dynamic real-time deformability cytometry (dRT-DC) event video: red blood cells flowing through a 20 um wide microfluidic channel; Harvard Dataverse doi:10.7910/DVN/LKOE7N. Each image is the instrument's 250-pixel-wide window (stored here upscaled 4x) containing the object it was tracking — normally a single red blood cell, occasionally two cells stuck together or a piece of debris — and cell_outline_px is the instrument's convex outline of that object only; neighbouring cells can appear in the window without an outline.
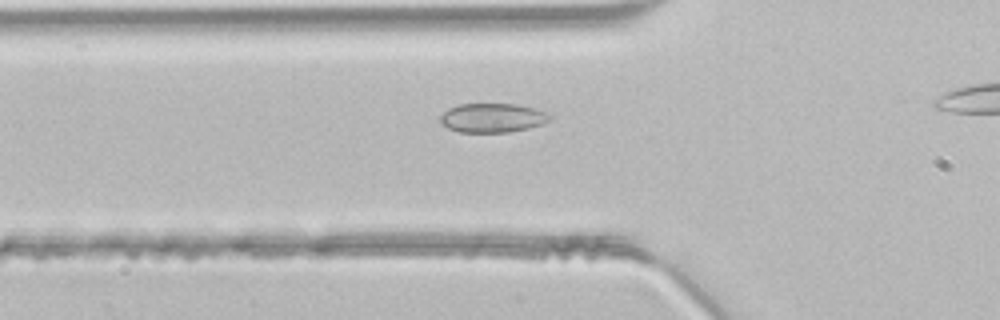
{"species": "common noctule bat (a hibernating species)", "species_latin": "Nyctalus noctula", "temperature_condition": "room temperature", "stored_images_in_passage": 31, "camera_frame_rate_fps": 3000, "um_per_image_px": 0.085, "animal": {"sex": "male", "body_mass_g": 21.5, "forearm_length_mm": 52.0}, "frame": {"image": 1, "passage_image": 8, "time_ms": 2.333, "image_size_px": [1000, 320], "cell_outline_px": [[552, 120], [528, 128], [508, 132], [460, 132], [448, 128], [440, 124], [440, 116], [448, 108], [460, 104], [516, 104], [536, 108], [548, 112], [552, 116]], "centroid_in_image_um": [41.87, 10.01], "position_along_channel_um": 83.9, "area_um2": 18.73}}
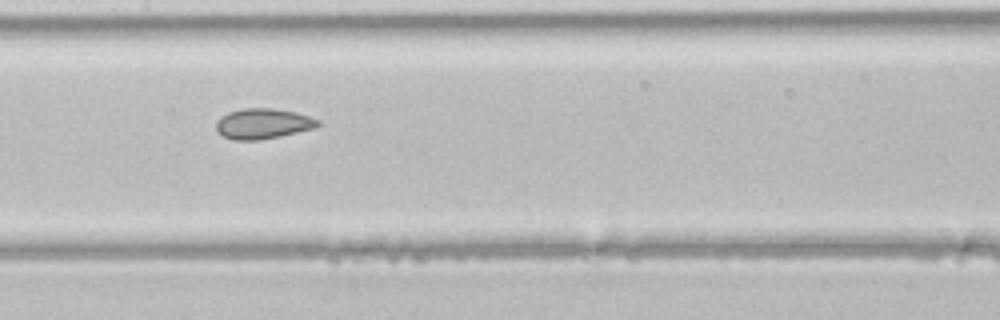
{"frame": {"image": 2, "passage_image": 15, "time_ms": 4.667, "image_size_px": [1000, 320], "cell_outline_px": [[320, 124], [312, 128], [280, 136], [256, 140], [232, 140], [216, 132], [216, 120], [220, 116], [228, 112], [244, 108], [272, 108], [296, 112], [320, 120]], "centroid_in_image_um": [22.29, 10.5], "position_along_channel_um": 185.1, "area_um2": 17.98}}
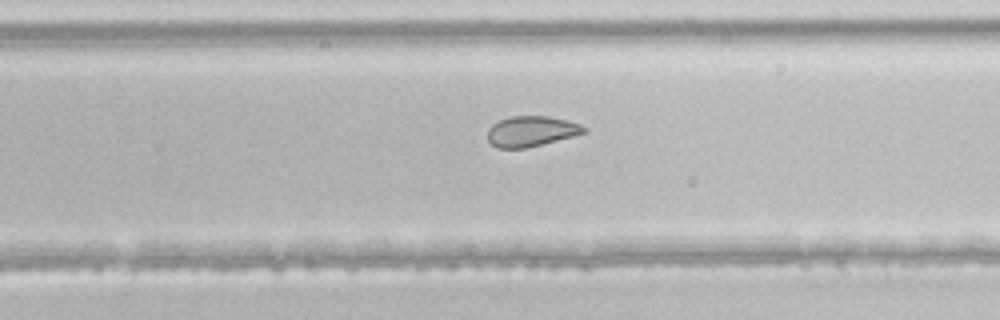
{"frame": {"image": 3, "passage_image": 22, "time_ms": 7.0, "image_size_px": [1000, 320], "cell_outline_px": [[588, 132], [524, 148], [496, 148], [488, 140], [488, 128], [492, 124], [508, 116], [548, 116], [568, 120], [580, 124], [588, 128]], "centroid_in_image_um": [45.16, 11.14], "position_along_channel_um": 284.6, "area_um2": 17.05}}